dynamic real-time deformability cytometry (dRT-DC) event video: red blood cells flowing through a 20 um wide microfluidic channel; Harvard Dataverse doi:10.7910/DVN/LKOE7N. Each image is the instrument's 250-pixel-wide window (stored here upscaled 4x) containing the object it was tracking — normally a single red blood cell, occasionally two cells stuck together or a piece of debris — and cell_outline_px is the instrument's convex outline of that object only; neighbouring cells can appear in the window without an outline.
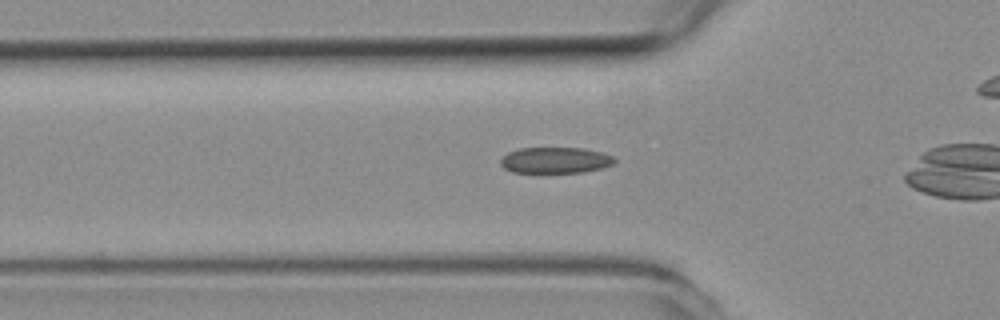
{"species": "common noctule bat (a hibernating species)", "species_latin": "Nyctalus noctula", "temperature_condition": "room temperature", "stored_images_in_passage": 39, "camera_frame_rate_fps": 3000, "um_per_image_px": 0.085, "animal": {"sex": "female", "body_mass_g": 19.3, "forearm_length_mm": 54.1}, "frame": {"image": 1, "passage_image": 14, "time_ms": 4.333, "image_size_px": [1000, 320], "cell_outline_px": [[616, 160], [612, 164], [600, 168], [584, 172], [512, 172], [504, 168], [500, 164], [500, 160], [508, 152], [520, 148], [584, 148], [604, 152], [612, 156]], "centroid_in_image_um": [47.2, 13.61], "position_along_channel_um": 78.6, "area_um2": 17.22}}
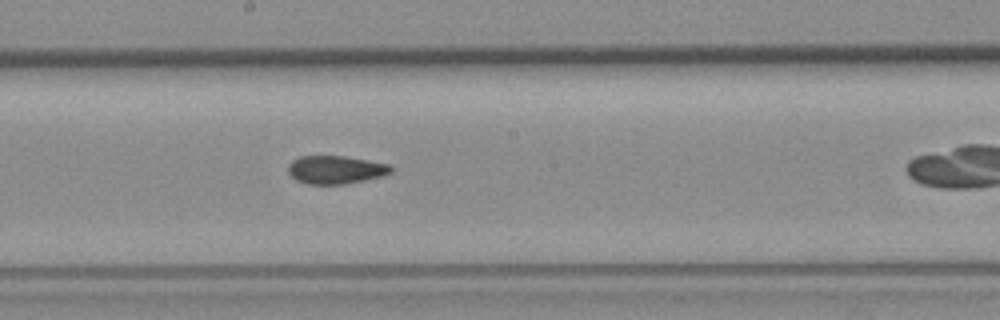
{"frame": {"image": 2, "passage_image": 25, "time_ms": 8.0, "image_size_px": [1000, 320], "cell_outline_px": [[392, 172], [384, 176], [344, 184], [308, 184], [296, 180], [288, 172], [288, 164], [292, 160], [300, 156], [344, 156], [392, 164]], "centroid_in_image_um": [28.55, 14.42], "position_along_channel_um": 219.6, "area_um2": 16.99}}
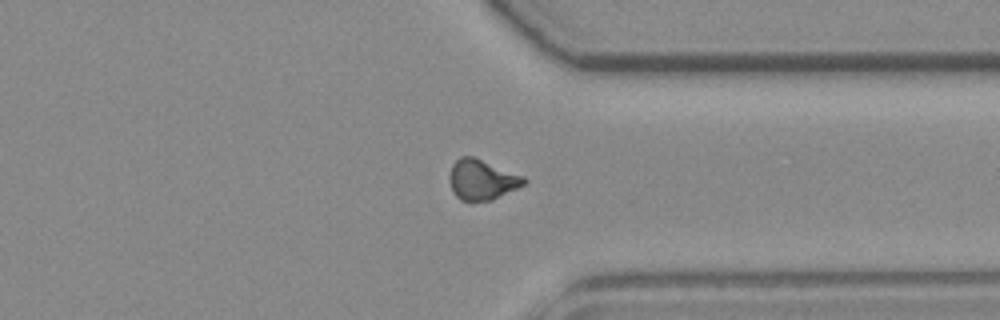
{"frame": {"image": 3, "passage_image": 37, "time_ms": 12.0, "image_size_px": [1000, 320], "cell_outline_px": [[528, 180], [524, 184], [492, 200], [460, 200], [452, 192], [448, 176], [452, 164], [460, 156], [472, 156], [524, 176]], "centroid_in_image_um": [40.93, 15.26], "position_along_channel_um": 370.5, "area_um2": 17.34}}